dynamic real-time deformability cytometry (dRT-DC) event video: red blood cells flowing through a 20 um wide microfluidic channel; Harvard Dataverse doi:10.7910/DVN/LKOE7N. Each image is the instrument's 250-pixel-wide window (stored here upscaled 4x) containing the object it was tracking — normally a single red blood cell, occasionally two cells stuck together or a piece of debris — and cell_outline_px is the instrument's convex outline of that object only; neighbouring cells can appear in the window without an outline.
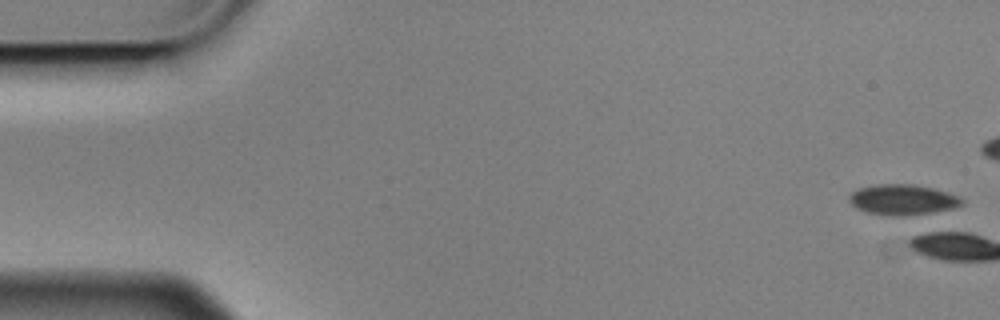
{"species": "Egyptian fruit bat (a non-hibernating species)", "species_latin": "Rousettus aegyptiacus", "temperature_condition": "cold", "stored_images_in_passage": 3, "camera_frame_rate_fps": 3000, "um_per_image_px": 0.085, "animal": {"sex": "male"}, "frame": {"image": 1, "passage_image": 1, "time_ms": 0.0, "image_size_px": [1000, 320], "cell_outline_px": [[964, 204], [956, 208], [908, 216], [884, 216], [868, 212], [856, 208], [848, 200], [848, 196], [852, 192], [860, 188], [876, 184], [912, 184], [932, 188], [948, 192], [964, 200]], "centroid_in_image_um": [76.73, 16.98], "position_along_channel_um": 8.3, "area_um2": 20.17}}